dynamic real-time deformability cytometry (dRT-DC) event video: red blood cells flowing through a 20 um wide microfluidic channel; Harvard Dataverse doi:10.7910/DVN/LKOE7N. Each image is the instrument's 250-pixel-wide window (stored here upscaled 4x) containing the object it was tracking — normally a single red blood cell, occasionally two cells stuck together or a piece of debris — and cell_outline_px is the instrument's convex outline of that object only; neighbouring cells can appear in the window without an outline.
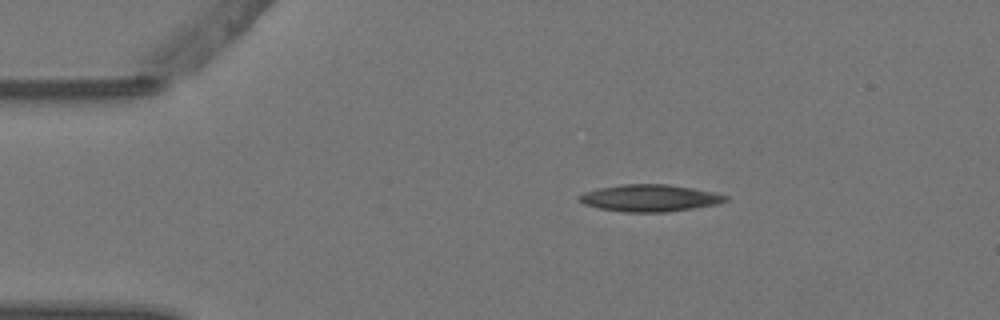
{"species": "Egyptian fruit bat (a non-hibernating species)", "species_latin": "Rousettus aegyptiacus", "temperature_condition": "warm", "stored_images_in_passage": 2, "camera_frame_rate_fps": 3000, "um_per_image_px": 0.085, "animal": {"sex": "female"}, "frame": {"image": 1, "passage_image": 1, "time_ms": 0.0, "image_size_px": [1000, 320], "cell_outline_px": [[728, 200], [720, 204], [668, 212], [624, 212], [600, 208], [584, 204], [576, 200], [576, 196], [584, 192], [600, 188], [620, 184], [668, 184], [692, 188], [712, 192], [728, 196]], "centroid_in_image_um": [55.21, 16.83], "position_along_channel_um": 29.8, "area_um2": 23.12}}